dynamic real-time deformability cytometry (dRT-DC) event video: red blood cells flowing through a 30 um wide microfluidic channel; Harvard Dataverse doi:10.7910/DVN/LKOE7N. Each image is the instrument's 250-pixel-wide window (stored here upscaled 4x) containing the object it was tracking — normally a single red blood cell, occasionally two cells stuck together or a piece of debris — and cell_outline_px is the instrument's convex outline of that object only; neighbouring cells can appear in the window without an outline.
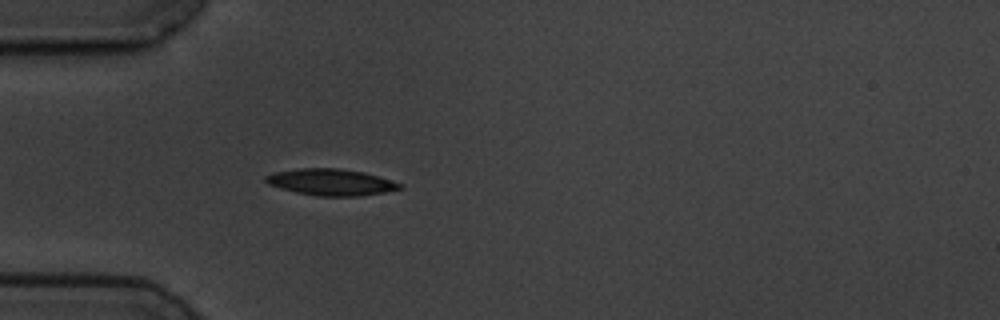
{"species": "common noctule bat (a hibernating species)", "species_latin": "Nyctalus noctula", "temperature_condition": "cold", "stored_images_in_passage": 2, "camera_frame_rate_fps": 3000, "um_per_image_px": 0.085, "animal": {"sex": "male", "body_mass_g": 19.5, "forearm_length_mm": 54.6}, "frame": {"image": 1, "passage_image": 2, "time_ms": 2.0, "image_size_px": [1000, 320], "cell_outline_px": [[404, 188], [384, 192], [360, 196], [316, 196], [296, 192], [280, 188], [268, 184], [264, 180], [264, 176], [276, 172], [300, 168], [336, 168], [364, 172], [404, 184]], "centroid_in_image_um": [28.15, 15.49], "position_along_channel_um": 56.9, "area_um2": 20.69}}